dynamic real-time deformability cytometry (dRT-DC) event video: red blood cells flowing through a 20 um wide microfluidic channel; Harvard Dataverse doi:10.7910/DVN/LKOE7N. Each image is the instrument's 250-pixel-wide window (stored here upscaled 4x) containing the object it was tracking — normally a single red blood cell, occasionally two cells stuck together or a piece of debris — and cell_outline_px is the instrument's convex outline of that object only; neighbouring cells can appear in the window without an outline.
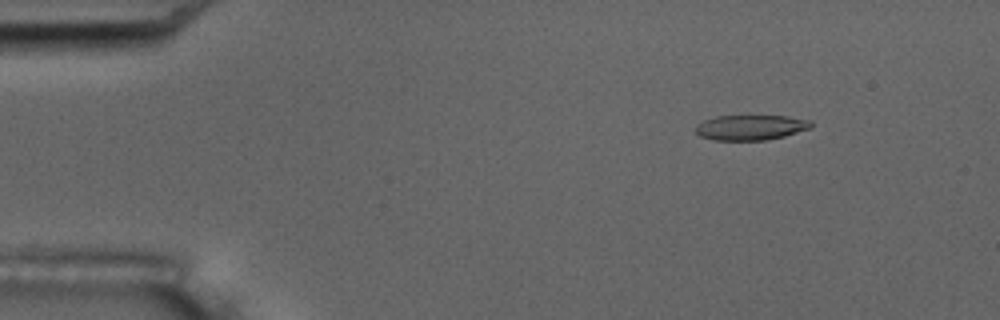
{"species": "common noctule bat (a hibernating species)", "species_latin": "Nyctalus noctula", "temperature_condition": "room temperature", "stored_images_in_passage": 4, "camera_frame_rate_fps": 3000, "um_per_image_px": 0.085, "animal": {"sex": "male", "body_mass_g": 17.5, "forearm_length_mm": 52.3}, "frame": {"image": 1, "passage_image": 1, "time_ms": 0.0, "image_size_px": [1000, 320], "cell_outline_px": [[812, 128], [784, 136], [768, 140], [712, 140], [700, 136], [696, 132], [696, 124], [704, 120], [716, 116], [788, 116], [812, 120]], "centroid_in_image_um": [63.83, 10.83], "position_along_channel_um": 21.2, "area_um2": 17.05}}